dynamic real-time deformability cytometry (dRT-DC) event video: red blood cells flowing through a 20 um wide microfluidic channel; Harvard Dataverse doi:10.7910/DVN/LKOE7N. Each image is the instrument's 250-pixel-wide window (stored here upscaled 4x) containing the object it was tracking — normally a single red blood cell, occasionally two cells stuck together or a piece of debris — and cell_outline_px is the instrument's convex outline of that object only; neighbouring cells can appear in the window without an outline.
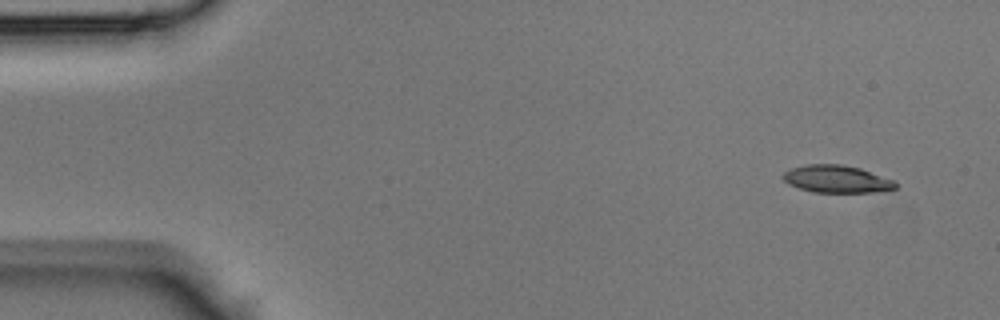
{"species": "Egyptian fruit bat (a non-hibernating species)", "species_latin": "Rousettus aegyptiacus", "temperature_condition": "room temperature", "stored_images_in_passage": 41, "camera_frame_rate_fps": 3000, "um_per_image_px": 0.085, "animal": {"sex": "male"}, "frame": {"image": 1, "passage_image": 1, "time_ms": 0.0, "image_size_px": [1000, 320], "cell_outline_px": [[896, 188], [876, 192], [812, 192], [788, 184], [780, 176], [784, 172], [792, 168], [808, 164], [840, 164], [860, 168], [892, 180], [896, 184]], "centroid_in_image_um": [71.07, 15.22], "position_along_channel_um": 13.9, "area_um2": 17.8}}
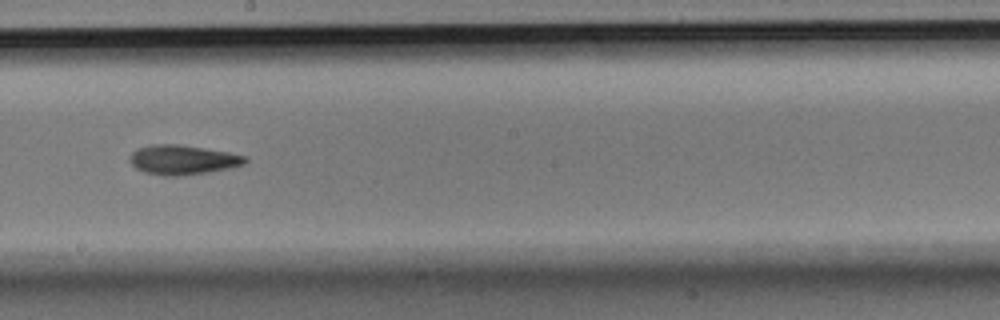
{"frame": {"image": 2, "passage_image": 22, "time_ms": 7.0, "image_size_px": [1000, 320], "cell_outline_px": [[248, 160], [244, 164], [228, 168], [208, 172], [180, 176], [164, 176], [144, 172], [136, 168], [132, 164], [128, 156], [136, 148], [156, 144], [180, 144], [228, 152], [248, 156]], "centroid_in_image_um": [15.52, 13.58], "position_along_channel_um": 232.7, "area_um2": 19.94}}
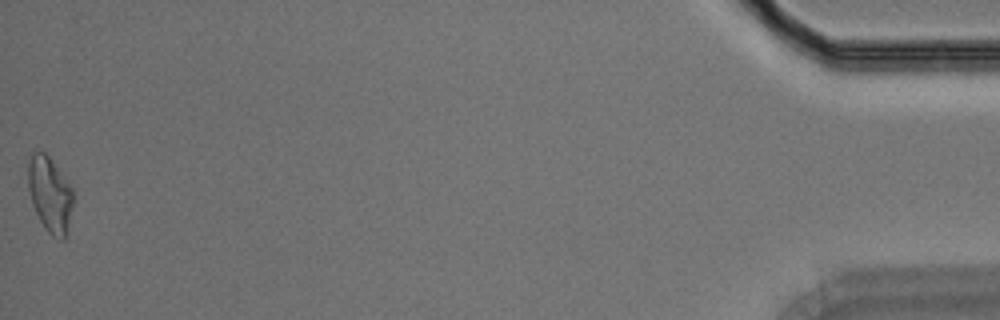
{"frame": {"image": 3, "passage_image": 41, "time_ms": 13.333, "image_size_px": [1000, 320], "cell_outline_px": [[72, 204], [64, 240], [60, 240], [52, 236], [44, 228], [32, 204], [28, 188], [28, 164], [32, 152], [44, 152], [48, 156], [72, 188]], "centroid_in_image_um": [4.21, 16.53], "position_along_channel_um": 431.0, "area_um2": 19.31}}